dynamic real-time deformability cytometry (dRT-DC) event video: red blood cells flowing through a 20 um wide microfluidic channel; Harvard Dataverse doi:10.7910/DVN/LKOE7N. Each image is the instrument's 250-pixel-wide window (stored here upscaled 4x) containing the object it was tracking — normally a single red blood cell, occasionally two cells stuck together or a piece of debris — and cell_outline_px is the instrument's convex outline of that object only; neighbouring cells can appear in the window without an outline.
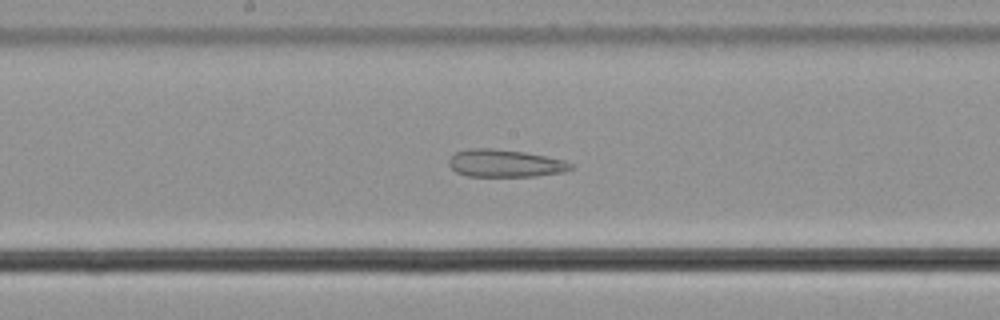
{"species": "common noctule bat (a hibernating species)", "species_latin": "Nyctalus noctula", "temperature_condition": "cold", "stored_images_in_passage": 57, "camera_frame_rate_fps": 3000, "um_per_image_px": 0.085, "animal": {"sex": "male", "body_mass_g": 21.5, "forearm_length_mm": 52.0}, "frame": {"image": 1, "passage_image": 30, "time_ms": 9.667, "image_size_px": [1000, 320], "cell_outline_px": [[576, 168], [560, 172], [536, 176], [468, 176], [456, 172], [448, 164], [448, 160], [456, 152], [472, 148], [492, 148], [524, 152], [564, 160], [572, 164]], "centroid_in_image_um": [42.92, 13.88], "position_along_channel_um": 205.3, "area_um2": 19.42}}
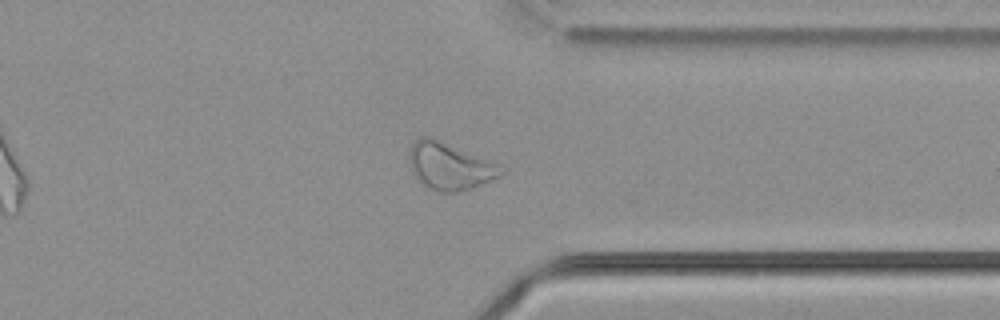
{"frame": {"image": 2, "passage_image": 44, "time_ms": 14.333, "image_size_px": [1000, 320], "cell_outline_px": [[504, 172], [500, 176], [472, 188], [456, 192], [436, 192], [420, 184], [416, 180], [412, 172], [408, 160], [408, 152], [412, 144], [420, 136], [432, 136], [500, 164]], "centroid_in_image_um": [38.17, 14.11], "position_along_channel_um": 373.2, "area_um2": 25.72}}
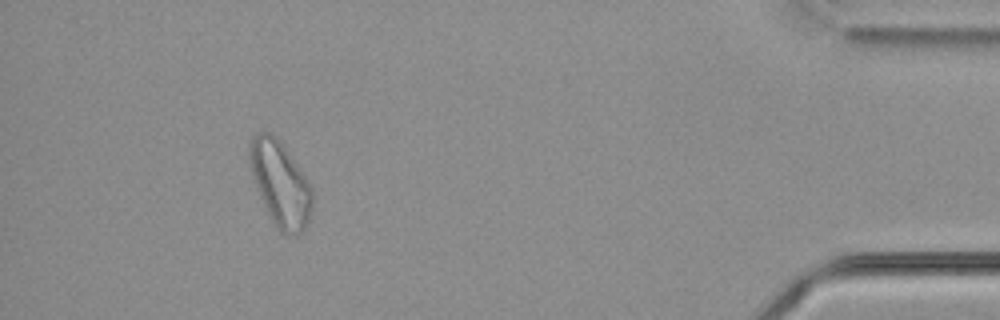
{"frame": {"image": 3, "passage_image": 52, "time_ms": 17.0, "image_size_px": [1000, 320], "cell_outline_px": [[312, 208], [308, 220], [304, 228], [296, 236], [288, 236], [280, 232], [276, 228], [260, 196], [248, 160], [248, 144], [252, 136], [260, 132], [268, 132], [280, 140], [312, 188]], "centroid_in_image_um": [23.81, 15.62], "position_along_channel_um": 411.4, "area_um2": 30.69}, "authors_computed_cell_mechanics": {"area_um2": 27.9752, "velocity_mm_per_s": 3.6393, "shape_relaxation_time_tau1_ms": null, "shape_relaxation_time_tau2_ms": 3.2985, "deformation_change_tau1": null, "deformation_change_tau2": 0.1214}}